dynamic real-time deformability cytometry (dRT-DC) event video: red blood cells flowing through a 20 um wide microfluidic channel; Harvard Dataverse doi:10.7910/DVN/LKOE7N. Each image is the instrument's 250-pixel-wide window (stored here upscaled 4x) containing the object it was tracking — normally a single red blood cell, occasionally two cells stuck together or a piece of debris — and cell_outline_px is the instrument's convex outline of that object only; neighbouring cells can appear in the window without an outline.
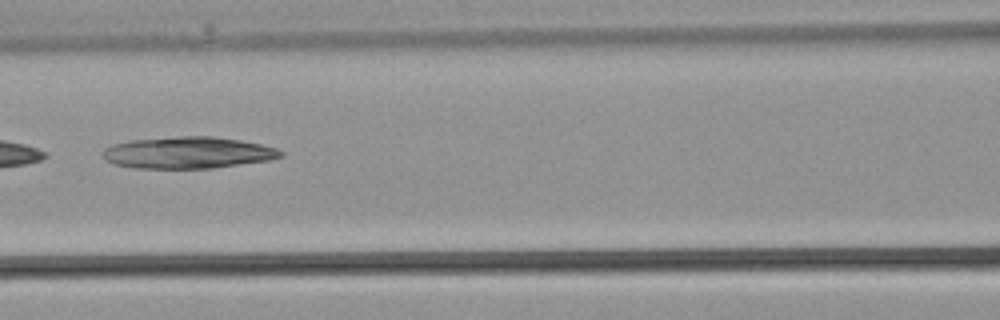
{"species": "common noctule bat (a hibernating species)", "species_latin": "Nyctalus noctula", "temperature_condition": "warm", "stored_images_in_passage": 28, "camera_frame_rate_fps": 3000, "um_per_image_px": 0.085, "animal": {"sex": "male", "body_mass_g": 21.5, "forearm_length_mm": 52.0}, "frame": {"image": 1, "passage_image": 9, "time_ms": 2.667, "image_size_px": [1000, 320], "cell_outline_px": [[284, 156], [272, 160], [212, 168], [132, 168], [116, 164], [108, 160], [104, 156], [104, 148], [112, 144], [132, 140], [180, 136], [212, 136], [240, 140], [260, 144], [276, 148], [284, 152]], "centroid_in_image_um": [16.03, 12.97], "position_along_channel_um": 150.6, "area_um2": 32.77}}
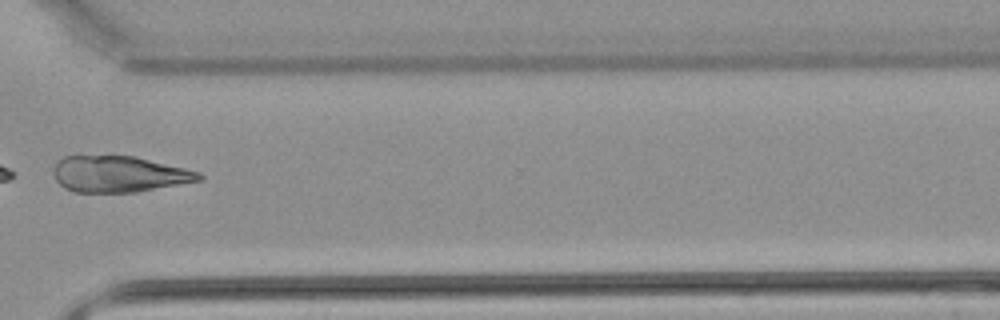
{"frame": {"image": 2, "passage_image": 20, "time_ms": 6.333, "image_size_px": [1000, 320], "cell_outline_px": [[204, 176], [200, 180], [136, 192], [72, 192], [64, 188], [56, 180], [52, 172], [52, 168], [56, 160], [64, 156], [136, 156], [200, 172]], "centroid_in_image_um": [10.06, 14.79], "position_along_channel_um": 360.5, "area_um2": 30.75}}